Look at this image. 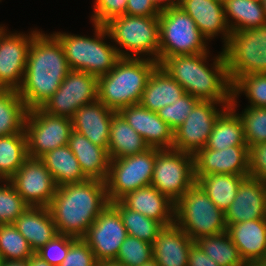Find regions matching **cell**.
<instances>
[{
    "label": "cell",
    "mask_w": 266,
    "mask_h": 266,
    "mask_svg": "<svg viewBox=\"0 0 266 266\" xmlns=\"http://www.w3.org/2000/svg\"><path fill=\"white\" fill-rule=\"evenodd\" d=\"M71 71L62 44L41 31L30 44L24 80L18 90L28 110L40 108Z\"/></svg>",
    "instance_id": "obj_1"
},
{
    "label": "cell",
    "mask_w": 266,
    "mask_h": 266,
    "mask_svg": "<svg viewBox=\"0 0 266 266\" xmlns=\"http://www.w3.org/2000/svg\"><path fill=\"white\" fill-rule=\"evenodd\" d=\"M108 204L105 182L88 179L58 186L48 208L59 234L83 238Z\"/></svg>",
    "instance_id": "obj_2"
},
{
    "label": "cell",
    "mask_w": 266,
    "mask_h": 266,
    "mask_svg": "<svg viewBox=\"0 0 266 266\" xmlns=\"http://www.w3.org/2000/svg\"><path fill=\"white\" fill-rule=\"evenodd\" d=\"M208 55V52L174 55L164 58L159 65L182 86L185 93L202 101L231 103L232 84L227 72L224 51L222 49L213 59L211 68L205 64Z\"/></svg>",
    "instance_id": "obj_3"
},
{
    "label": "cell",
    "mask_w": 266,
    "mask_h": 266,
    "mask_svg": "<svg viewBox=\"0 0 266 266\" xmlns=\"http://www.w3.org/2000/svg\"><path fill=\"white\" fill-rule=\"evenodd\" d=\"M158 65L157 61L146 58H120L110 72L98 77L97 100L115 112L139 104Z\"/></svg>",
    "instance_id": "obj_4"
},
{
    "label": "cell",
    "mask_w": 266,
    "mask_h": 266,
    "mask_svg": "<svg viewBox=\"0 0 266 266\" xmlns=\"http://www.w3.org/2000/svg\"><path fill=\"white\" fill-rule=\"evenodd\" d=\"M95 36L85 37L74 34L54 32L62 44L71 70L84 71L94 76L110 72L120 59L116 45L107 44V29L104 25L93 23Z\"/></svg>",
    "instance_id": "obj_5"
},
{
    "label": "cell",
    "mask_w": 266,
    "mask_h": 266,
    "mask_svg": "<svg viewBox=\"0 0 266 266\" xmlns=\"http://www.w3.org/2000/svg\"><path fill=\"white\" fill-rule=\"evenodd\" d=\"M104 26L107 37L120 46L116 47L120 58L142 59L147 56L144 58L158 62V16L122 15L111 19Z\"/></svg>",
    "instance_id": "obj_6"
},
{
    "label": "cell",
    "mask_w": 266,
    "mask_h": 266,
    "mask_svg": "<svg viewBox=\"0 0 266 266\" xmlns=\"http://www.w3.org/2000/svg\"><path fill=\"white\" fill-rule=\"evenodd\" d=\"M175 223L195 242L227 231L225 213L195 183L175 202Z\"/></svg>",
    "instance_id": "obj_7"
},
{
    "label": "cell",
    "mask_w": 266,
    "mask_h": 266,
    "mask_svg": "<svg viewBox=\"0 0 266 266\" xmlns=\"http://www.w3.org/2000/svg\"><path fill=\"white\" fill-rule=\"evenodd\" d=\"M158 63L174 55L209 52L195 21L177 4L159 13ZM207 44V45H206Z\"/></svg>",
    "instance_id": "obj_8"
},
{
    "label": "cell",
    "mask_w": 266,
    "mask_h": 266,
    "mask_svg": "<svg viewBox=\"0 0 266 266\" xmlns=\"http://www.w3.org/2000/svg\"><path fill=\"white\" fill-rule=\"evenodd\" d=\"M223 51L231 84L243 75L266 73V24L231 32Z\"/></svg>",
    "instance_id": "obj_9"
},
{
    "label": "cell",
    "mask_w": 266,
    "mask_h": 266,
    "mask_svg": "<svg viewBox=\"0 0 266 266\" xmlns=\"http://www.w3.org/2000/svg\"><path fill=\"white\" fill-rule=\"evenodd\" d=\"M160 150L148 148L143 153L110 160L105 181L109 203L120 200L138 188L151 185L155 156Z\"/></svg>",
    "instance_id": "obj_10"
},
{
    "label": "cell",
    "mask_w": 266,
    "mask_h": 266,
    "mask_svg": "<svg viewBox=\"0 0 266 266\" xmlns=\"http://www.w3.org/2000/svg\"><path fill=\"white\" fill-rule=\"evenodd\" d=\"M195 183L192 154L174 149H161L156 154L151 185L160 193L176 202Z\"/></svg>",
    "instance_id": "obj_11"
},
{
    "label": "cell",
    "mask_w": 266,
    "mask_h": 266,
    "mask_svg": "<svg viewBox=\"0 0 266 266\" xmlns=\"http://www.w3.org/2000/svg\"><path fill=\"white\" fill-rule=\"evenodd\" d=\"M28 156L40 158L46 152L68 145L72 121L47 114L41 108L28 110L25 119Z\"/></svg>",
    "instance_id": "obj_12"
},
{
    "label": "cell",
    "mask_w": 266,
    "mask_h": 266,
    "mask_svg": "<svg viewBox=\"0 0 266 266\" xmlns=\"http://www.w3.org/2000/svg\"><path fill=\"white\" fill-rule=\"evenodd\" d=\"M98 77L71 70L58 90L40 108L47 114L71 119L82 106L97 101Z\"/></svg>",
    "instance_id": "obj_13"
},
{
    "label": "cell",
    "mask_w": 266,
    "mask_h": 266,
    "mask_svg": "<svg viewBox=\"0 0 266 266\" xmlns=\"http://www.w3.org/2000/svg\"><path fill=\"white\" fill-rule=\"evenodd\" d=\"M217 104L219 107L222 106L221 109H217ZM229 104L200 100L185 121L174 131L173 149L192 155L203 149L216 119Z\"/></svg>",
    "instance_id": "obj_14"
},
{
    "label": "cell",
    "mask_w": 266,
    "mask_h": 266,
    "mask_svg": "<svg viewBox=\"0 0 266 266\" xmlns=\"http://www.w3.org/2000/svg\"><path fill=\"white\" fill-rule=\"evenodd\" d=\"M128 233L119 211L109 203L82 238L98 262L114 261Z\"/></svg>",
    "instance_id": "obj_15"
},
{
    "label": "cell",
    "mask_w": 266,
    "mask_h": 266,
    "mask_svg": "<svg viewBox=\"0 0 266 266\" xmlns=\"http://www.w3.org/2000/svg\"><path fill=\"white\" fill-rule=\"evenodd\" d=\"M32 30L25 33H7L4 26L0 28V89L18 91L23 83L27 54L32 39L39 33Z\"/></svg>",
    "instance_id": "obj_16"
},
{
    "label": "cell",
    "mask_w": 266,
    "mask_h": 266,
    "mask_svg": "<svg viewBox=\"0 0 266 266\" xmlns=\"http://www.w3.org/2000/svg\"><path fill=\"white\" fill-rule=\"evenodd\" d=\"M9 181L31 207H49L57 188L40 158L28 157Z\"/></svg>",
    "instance_id": "obj_17"
},
{
    "label": "cell",
    "mask_w": 266,
    "mask_h": 266,
    "mask_svg": "<svg viewBox=\"0 0 266 266\" xmlns=\"http://www.w3.org/2000/svg\"><path fill=\"white\" fill-rule=\"evenodd\" d=\"M194 176L233 174L249 176L248 146L238 145L226 149H200L194 155Z\"/></svg>",
    "instance_id": "obj_18"
},
{
    "label": "cell",
    "mask_w": 266,
    "mask_h": 266,
    "mask_svg": "<svg viewBox=\"0 0 266 266\" xmlns=\"http://www.w3.org/2000/svg\"><path fill=\"white\" fill-rule=\"evenodd\" d=\"M119 113L144 139L149 148L173 149L174 131L157 114L140 103L122 108Z\"/></svg>",
    "instance_id": "obj_19"
},
{
    "label": "cell",
    "mask_w": 266,
    "mask_h": 266,
    "mask_svg": "<svg viewBox=\"0 0 266 266\" xmlns=\"http://www.w3.org/2000/svg\"><path fill=\"white\" fill-rule=\"evenodd\" d=\"M226 225L266 218V183L246 177L232 204L226 209Z\"/></svg>",
    "instance_id": "obj_20"
},
{
    "label": "cell",
    "mask_w": 266,
    "mask_h": 266,
    "mask_svg": "<svg viewBox=\"0 0 266 266\" xmlns=\"http://www.w3.org/2000/svg\"><path fill=\"white\" fill-rule=\"evenodd\" d=\"M177 5L195 21L201 35L207 41L221 34L224 40L223 48L228 44L231 31L225 20L222 2L215 0H178Z\"/></svg>",
    "instance_id": "obj_21"
},
{
    "label": "cell",
    "mask_w": 266,
    "mask_h": 266,
    "mask_svg": "<svg viewBox=\"0 0 266 266\" xmlns=\"http://www.w3.org/2000/svg\"><path fill=\"white\" fill-rule=\"evenodd\" d=\"M115 111L95 101L80 107L72 116V129L108 152L109 132Z\"/></svg>",
    "instance_id": "obj_22"
},
{
    "label": "cell",
    "mask_w": 266,
    "mask_h": 266,
    "mask_svg": "<svg viewBox=\"0 0 266 266\" xmlns=\"http://www.w3.org/2000/svg\"><path fill=\"white\" fill-rule=\"evenodd\" d=\"M120 201L129 209L155 219L163 226L175 222V202L160 193L153 185H147L127 193Z\"/></svg>",
    "instance_id": "obj_23"
},
{
    "label": "cell",
    "mask_w": 266,
    "mask_h": 266,
    "mask_svg": "<svg viewBox=\"0 0 266 266\" xmlns=\"http://www.w3.org/2000/svg\"><path fill=\"white\" fill-rule=\"evenodd\" d=\"M195 242L175 222L164 226L152 244L159 266H187L189 250Z\"/></svg>",
    "instance_id": "obj_24"
},
{
    "label": "cell",
    "mask_w": 266,
    "mask_h": 266,
    "mask_svg": "<svg viewBox=\"0 0 266 266\" xmlns=\"http://www.w3.org/2000/svg\"><path fill=\"white\" fill-rule=\"evenodd\" d=\"M227 232L248 266L266 254V218L230 224Z\"/></svg>",
    "instance_id": "obj_25"
},
{
    "label": "cell",
    "mask_w": 266,
    "mask_h": 266,
    "mask_svg": "<svg viewBox=\"0 0 266 266\" xmlns=\"http://www.w3.org/2000/svg\"><path fill=\"white\" fill-rule=\"evenodd\" d=\"M13 225L28 241L34 253L59 234L48 207L28 206Z\"/></svg>",
    "instance_id": "obj_26"
},
{
    "label": "cell",
    "mask_w": 266,
    "mask_h": 266,
    "mask_svg": "<svg viewBox=\"0 0 266 266\" xmlns=\"http://www.w3.org/2000/svg\"><path fill=\"white\" fill-rule=\"evenodd\" d=\"M68 146L88 179L106 181L110 159L104 148L74 130L70 134Z\"/></svg>",
    "instance_id": "obj_27"
},
{
    "label": "cell",
    "mask_w": 266,
    "mask_h": 266,
    "mask_svg": "<svg viewBox=\"0 0 266 266\" xmlns=\"http://www.w3.org/2000/svg\"><path fill=\"white\" fill-rule=\"evenodd\" d=\"M184 94L182 86L158 65L148 79L140 104L157 112L166 105L175 103Z\"/></svg>",
    "instance_id": "obj_28"
},
{
    "label": "cell",
    "mask_w": 266,
    "mask_h": 266,
    "mask_svg": "<svg viewBox=\"0 0 266 266\" xmlns=\"http://www.w3.org/2000/svg\"><path fill=\"white\" fill-rule=\"evenodd\" d=\"M237 98L216 119L208 142L203 149L223 150L231 146L247 145L242 121L236 113Z\"/></svg>",
    "instance_id": "obj_29"
},
{
    "label": "cell",
    "mask_w": 266,
    "mask_h": 266,
    "mask_svg": "<svg viewBox=\"0 0 266 266\" xmlns=\"http://www.w3.org/2000/svg\"><path fill=\"white\" fill-rule=\"evenodd\" d=\"M149 148L144 139L123 118L119 112L112 116L109 132V159H119L139 153Z\"/></svg>",
    "instance_id": "obj_30"
},
{
    "label": "cell",
    "mask_w": 266,
    "mask_h": 266,
    "mask_svg": "<svg viewBox=\"0 0 266 266\" xmlns=\"http://www.w3.org/2000/svg\"><path fill=\"white\" fill-rule=\"evenodd\" d=\"M56 186L88 180L68 145L46 152L40 157Z\"/></svg>",
    "instance_id": "obj_31"
},
{
    "label": "cell",
    "mask_w": 266,
    "mask_h": 266,
    "mask_svg": "<svg viewBox=\"0 0 266 266\" xmlns=\"http://www.w3.org/2000/svg\"><path fill=\"white\" fill-rule=\"evenodd\" d=\"M223 7L225 20L231 32L244 31L266 24L262 3L252 0H224Z\"/></svg>",
    "instance_id": "obj_32"
},
{
    "label": "cell",
    "mask_w": 266,
    "mask_h": 266,
    "mask_svg": "<svg viewBox=\"0 0 266 266\" xmlns=\"http://www.w3.org/2000/svg\"><path fill=\"white\" fill-rule=\"evenodd\" d=\"M246 177L233 174L195 176L196 183L222 211L232 204L241 182Z\"/></svg>",
    "instance_id": "obj_33"
},
{
    "label": "cell",
    "mask_w": 266,
    "mask_h": 266,
    "mask_svg": "<svg viewBox=\"0 0 266 266\" xmlns=\"http://www.w3.org/2000/svg\"><path fill=\"white\" fill-rule=\"evenodd\" d=\"M27 112L18 91L0 89V136L23 132Z\"/></svg>",
    "instance_id": "obj_34"
},
{
    "label": "cell",
    "mask_w": 266,
    "mask_h": 266,
    "mask_svg": "<svg viewBox=\"0 0 266 266\" xmlns=\"http://www.w3.org/2000/svg\"><path fill=\"white\" fill-rule=\"evenodd\" d=\"M28 157L25 130L13 135L0 136V181L9 180Z\"/></svg>",
    "instance_id": "obj_35"
},
{
    "label": "cell",
    "mask_w": 266,
    "mask_h": 266,
    "mask_svg": "<svg viewBox=\"0 0 266 266\" xmlns=\"http://www.w3.org/2000/svg\"><path fill=\"white\" fill-rule=\"evenodd\" d=\"M195 243L219 266H248L227 231L199 238Z\"/></svg>",
    "instance_id": "obj_36"
},
{
    "label": "cell",
    "mask_w": 266,
    "mask_h": 266,
    "mask_svg": "<svg viewBox=\"0 0 266 266\" xmlns=\"http://www.w3.org/2000/svg\"><path fill=\"white\" fill-rule=\"evenodd\" d=\"M111 204L119 211L129 236L153 244L158 232L164 227L160 222L127 208L120 200Z\"/></svg>",
    "instance_id": "obj_37"
},
{
    "label": "cell",
    "mask_w": 266,
    "mask_h": 266,
    "mask_svg": "<svg viewBox=\"0 0 266 266\" xmlns=\"http://www.w3.org/2000/svg\"><path fill=\"white\" fill-rule=\"evenodd\" d=\"M33 254L28 241L13 224H0V255L3 260H25Z\"/></svg>",
    "instance_id": "obj_38"
},
{
    "label": "cell",
    "mask_w": 266,
    "mask_h": 266,
    "mask_svg": "<svg viewBox=\"0 0 266 266\" xmlns=\"http://www.w3.org/2000/svg\"><path fill=\"white\" fill-rule=\"evenodd\" d=\"M232 97L238 98L242 92L253 107H266V73L249 74L238 77L231 87Z\"/></svg>",
    "instance_id": "obj_39"
},
{
    "label": "cell",
    "mask_w": 266,
    "mask_h": 266,
    "mask_svg": "<svg viewBox=\"0 0 266 266\" xmlns=\"http://www.w3.org/2000/svg\"><path fill=\"white\" fill-rule=\"evenodd\" d=\"M237 115L242 121L248 147L266 143V107L248 106Z\"/></svg>",
    "instance_id": "obj_40"
},
{
    "label": "cell",
    "mask_w": 266,
    "mask_h": 266,
    "mask_svg": "<svg viewBox=\"0 0 266 266\" xmlns=\"http://www.w3.org/2000/svg\"><path fill=\"white\" fill-rule=\"evenodd\" d=\"M153 258L152 244L127 236L114 262L123 266H140Z\"/></svg>",
    "instance_id": "obj_41"
},
{
    "label": "cell",
    "mask_w": 266,
    "mask_h": 266,
    "mask_svg": "<svg viewBox=\"0 0 266 266\" xmlns=\"http://www.w3.org/2000/svg\"><path fill=\"white\" fill-rule=\"evenodd\" d=\"M2 182L5 183L0 185V224H13L28 205L9 180H1L0 183Z\"/></svg>",
    "instance_id": "obj_42"
},
{
    "label": "cell",
    "mask_w": 266,
    "mask_h": 266,
    "mask_svg": "<svg viewBox=\"0 0 266 266\" xmlns=\"http://www.w3.org/2000/svg\"><path fill=\"white\" fill-rule=\"evenodd\" d=\"M200 100L188 93L181 96L175 103L166 105L157 111L158 116L175 131L189 116Z\"/></svg>",
    "instance_id": "obj_43"
},
{
    "label": "cell",
    "mask_w": 266,
    "mask_h": 266,
    "mask_svg": "<svg viewBox=\"0 0 266 266\" xmlns=\"http://www.w3.org/2000/svg\"><path fill=\"white\" fill-rule=\"evenodd\" d=\"M77 239L72 236L58 234L36 251L35 254L52 266H59L65 259L70 246Z\"/></svg>",
    "instance_id": "obj_44"
},
{
    "label": "cell",
    "mask_w": 266,
    "mask_h": 266,
    "mask_svg": "<svg viewBox=\"0 0 266 266\" xmlns=\"http://www.w3.org/2000/svg\"><path fill=\"white\" fill-rule=\"evenodd\" d=\"M127 0H94L92 23L105 25L111 19L125 15Z\"/></svg>",
    "instance_id": "obj_45"
},
{
    "label": "cell",
    "mask_w": 266,
    "mask_h": 266,
    "mask_svg": "<svg viewBox=\"0 0 266 266\" xmlns=\"http://www.w3.org/2000/svg\"><path fill=\"white\" fill-rule=\"evenodd\" d=\"M98 261L88 244L78 238L69 248V251L59 266H97Z\"/></svg>",
    "instance_id": "obj_46"
},
{
    "label": "cell",
    "mask_w": 266,
    "mask_h": 266,
    "mask_svg": "<svg viewBox=\"0 0 266 266\" xmlns=\"http://www.w3.org/2000/svg\"><path fill=\"white\" fill-rule=\"evenodd\" d=\"M249 176L266 183V143L248 147Z\"/></svg>",
    "instance_id": "obj_47"
},
{
    "label": "cell",
    "mask_w": 266,
    "mask_h": 266,
    "mask_svg": "<svg viewBox=\"0 0 266 266\" xmlns=\"http://www.w3.org/2000/svg\"><path fill=\"white\" fill-rule=\"evenodd\" d=\"M159 13L151 0H127L125 15L159 16Z\"/></svg>",
    "instance_id": "obj_48"
},
{
    "label": "cell",
    "mask_w": 266,
    "mask_h": 266,
    "mask_svg": "<svg viewBox=\"0 0 266 266\" xmlns=\"http://www.w3.org/2000/svg\"><path fill=\"white\" fill-rule=\"evenodd\" d=\"M187 266H219L210 256L194 243L189 250Z\"/></svg>",
    "instance_id": "obj_49"
},
{
    "label": "cell",
    "mask_w": 266,
    "mask_h": 266,
    "mask_svg": "<svg viewBox=\"0 0 266 266\" xmlns=\"http://www.w3.org/2000/svg\"><path fill=\"white\" fill-rule=\"evenodd\" d=\"M159 11L168 9L170 6L176 5L178 0H151Z\"/></svg>",
    "instance_id": "obj_50"
},
{
    "label": "cell",
    "mask_w": 266,
    "mask_h": 266,
    "mask_svg": "<svg viewBox=\"0 0 266 266\" xmlns=\"http://www.w3.org/2000/svg\"><path fill=\"white\" fill-rule=\"evenodd\" d=\"M29 266H52L48 262L42 260L35 253L29 258Z\"/></svg>",
    "instance_id": "obj_51"
},
{
    "label": "cell",
    "mask_w": 266,
    "mask_h": 266,
    "mask_svg": "<svg viewBox=\"0 0 266 266\" xmlns=\"http://www.w3.org/2000/svg\"><path fill=\"white\" fill-rule=\"evenodd\" d=\"M2 266H29V259H25V260H4Z\"/></svg>",
    "instance_id": "obj_52"
},
{
    "label": "cell",
    "mask_w": 266,
    "mask_h": 266,
    "mask_svg": "<svg viewBox=\"0 0 266 266\" xmlns=\"http://www.w3.org/2000/svg\"><path fill=\"white\" fill-rule=\"evenodd\" d=\"M251 266H266V254L261 256L254 264Z\"/></svg>",
    "instance_id": "obj_53"
},
{
    "label": "cell",
    "mask_w": 266,
    "mask_h": 266,
    "mask_svg": "<svg viewBox=\"0 0 266 266\" xmlns=\"http://www.w3.org/2000/svg\"><path fill=\"white\" fill-rule=\"evenodd\" d=\"M97 266H123V265H120L119 263H116L114 261H103V262H98Z\"/></svg>",
    "instance_id": "obj_54"
},
{
    "label": "cell",
    "mask_w": 266,
    "mask_h": 266,
    "mask_svg": "<svg viewBox=\"0 0 266 266\" xmlns=\"http://www.w3.org/2000/svg\"><path fill=\"white\" fill-rule=\"evenodd\" d=\"M140 266H159L157 261L152 258L150 261L144 263L143 265H140Z\"/></svg>",
    "instance_id": "obj_55"
},
{
    "label": "cell",
    "mask_w": 266,
    "mask_h": 266,
    "mask_svg": "<svg viewBox=\"0 0 266 266\" xmlns=\"http://www.w3.org/2000/svg\"><path fill=\"white\" fill-rule=\"evenodd\" d=\"M262 4H263V8H264L265 17H266V0H264Z\"/></svg>",
    "instance_id": "obj_56"
},
{
    "label": "cell",
    "mask_w": 266,
    "mask_h": 266,
    "mask_svg": "<svg viewBox=\"0 0 266 266\" xmlns=\"http://www.w3.org/2000/svg\"><path fill=\"white\" fill-rule=\"evenodd\" d=\"M3 257L0 255V266H2V264H3Z\"/></svg>",
    "instance_id": "obj_57"
},
{
    "label": "cell",
    "mask_w": 266,
    "mask_h": 266,
    "mask_svg": "<svg viewBox=\"0 0 266 266\" xmlns=\"http://www.w3.org/2000/svg\"><path fill=\"white\" fill-rule=\"evenodd\" d=\"M252 1H256V2H259V3H263L264 0H252Z\"/></svg>",
    "instance_id": "obj_58"
},
{
    "label": "cell",
    "mask_w": 266,
    "mask_h": 266,
    "mask_svg": "<svg viewBox=\"0 0 266 266\" xmlns=\"http://www.w3.org/2000/svg\"><path fill=\"white\" fill-rule=\"evenodd\" d=\"M215 1L222 2V3L224 2V0H215Z\"/></svg>",
    "instance_id": "obj_59"
}]
</instances>
